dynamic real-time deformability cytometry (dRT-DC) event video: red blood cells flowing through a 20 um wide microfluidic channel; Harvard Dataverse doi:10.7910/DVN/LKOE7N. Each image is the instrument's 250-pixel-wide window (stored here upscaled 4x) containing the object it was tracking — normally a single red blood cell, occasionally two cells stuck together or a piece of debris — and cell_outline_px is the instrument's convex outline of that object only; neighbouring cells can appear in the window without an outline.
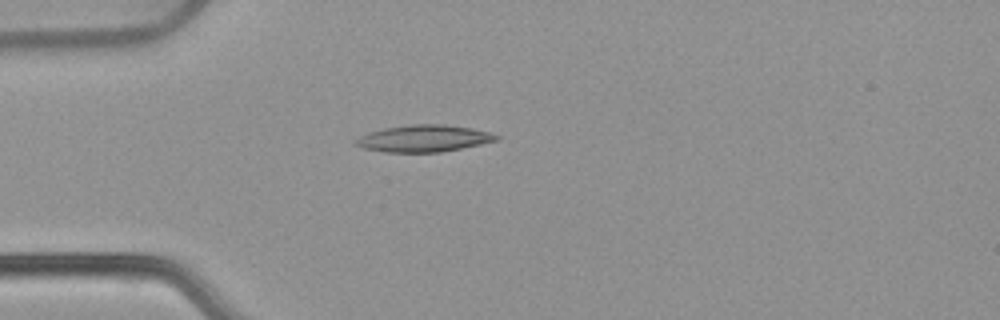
{"species": "common noctule bat (a hibernating species)", "species_latin": "Nyctalus noctula", "temperature_condition": "warm", "stored_images_in_passage": 39, "camera_frame_rate_fps": 3000, "um_per_image_px": 0.085, "animal": {"sex": "female", "body_mass_g": 22.7, "forearm_length_mm": 54.2}, "frame": {"image": 1, "passage_image": 1, "time_ms": 0.0, "image_size_px": [1000, 320], "cell_outline_px": [[500, 136], [496, 140], [480, 144], [440, 152], [384, 152], [364, 148], [352, 144], [352, 140], [360, 136], [384, 128], [412, 124], [444, 124], [472, 128], [488, 132]], "centroid_in_image_um": [35.97, 11.77], "position_along_channel_um": 49.0, "area_um2": 21.85}}
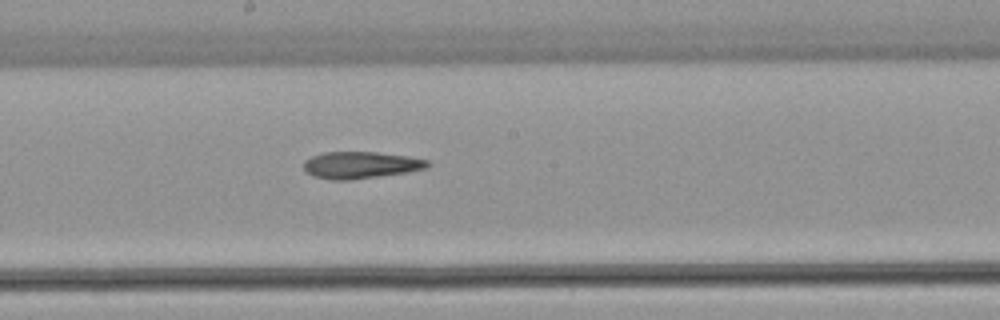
{"frame": {"image": 2, "passage_image": 15, "time_ms": 4.667, "image_size_px": [1000, 320], "cell_outline_px": [[432, 164], [428, 168], [408, 172], [352, 180], [332, 180], [312, 176], [304, 168], [304, 160], [312, 156], [324, 152], [376, 152], [408, 156], [428, 160]], "centroid_in_image_um": [30.69, 14.03], "position_along_channel_um": 217.5, "area_um2": 19.54}}
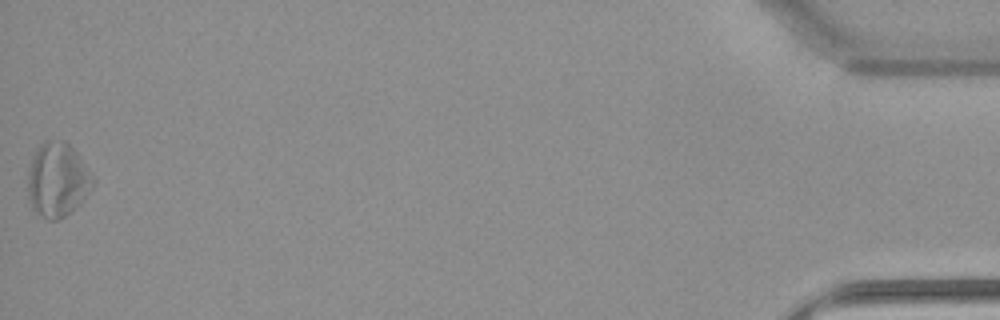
{"frame": {"image": 3, "passage_image": 39, "time_ms": 12.667, "image_size_px": [1000, 320], "cell_outline_px": [[96, 180], [92, 188], [84, 200], [72, 212], [60, 220], [48, 220], [36, 212], [32, 208], [28, 196], [28, 172], [32, 156], [36, 148], [44, 140], [64, 140], [80, 156]], "centroid_in_image_um": [4.9, 15.3], "position_along_channel_um": 430.3, "area_um2": 28.61}}